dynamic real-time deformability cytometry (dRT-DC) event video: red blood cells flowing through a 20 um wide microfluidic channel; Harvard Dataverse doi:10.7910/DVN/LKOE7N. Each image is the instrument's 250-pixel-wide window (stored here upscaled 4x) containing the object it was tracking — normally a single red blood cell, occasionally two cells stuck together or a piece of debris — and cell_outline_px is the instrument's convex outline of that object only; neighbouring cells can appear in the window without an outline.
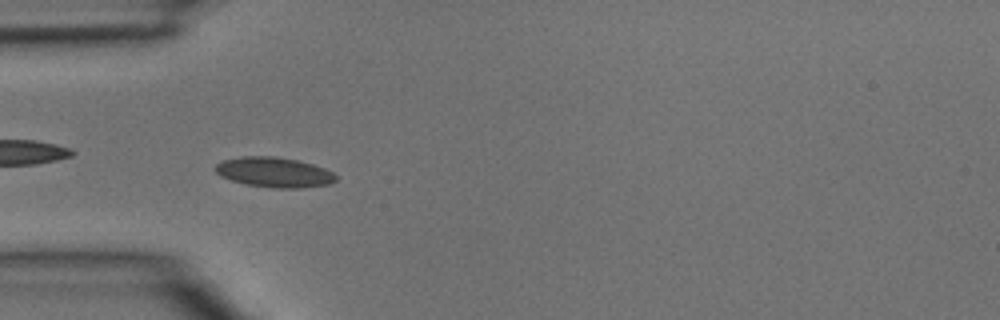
{"species": "common noctule bat (a hibernating species)", "species_latin": "Nyctalus noctula", "temperature_condition": "room temperature", "stored_images_in_passage": 2, "camera_frame_rate_fps": 3000, "um_per_image_px": 0.085, "animal": {"sex": "male", "body_mass_g": 15.6}, "frame": {"image": 1, "passage_image": 1, "time_ms": 0.0, "image_size_px": [1000, 320], "cell_outline_px": [[336, 180], [332, 184], [300, 188], [272, 188], [248, 184], [232, 180], [220, 176], [212, 168], [216, 164], [224, 160], [240, 156], [272, 156], [296, 160], [312, 164], [324, 168], [332, 172], [336, 176]], "centroid_in_image_um": [23.29, 14.64], "position_along_channel_um": 61.7, "area_um2": 21.1}}